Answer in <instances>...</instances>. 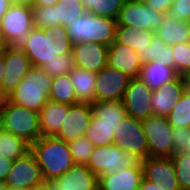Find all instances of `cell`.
Returning <instances> with one entry per match:
<instances>
[{
  "instance_id": "30",
  "label": "cell",
  "mask_w": 190,
  "mask_h": 190,
  "mask_svg": "<svg viewBox=\"0 0 190 190\" xmlns=\"http://www.w3.org/2000/svg\"><path fill=\"white\" fill-rule=\"evenodd\" d=\"M118 124L97 123V117L92 115L90 124L85 132V137L96 146L114 144V130Z\"/></svg>"
},
{
  "instance_id": "28",
  "label": "cell",
  "mask_w": 190,
  "mask_h": 190,
  "mask_svg": "<svg viewBox=\"0 0 190 190\" xmlns=\"http://www.w3.org/2000/svg\"><path fill=\"white\" fill-rule=\"evenodd\" d=\"M91 104L97 123L120 124L127 116L122 101L92 102Z\"/></svg>"
},
{
  "instance_id": "17",
  "label": "cell",
  "mask_w": 190,
  "mask_h": 190,
  "mask_svg": "<svg viewBox=\"0 0 190 190\" xmlns=\"http://www.w3.org/2000/svg\"><path fill=\"white\" fill-rule=\"evenodd\" d=\"M92 115L91 103L79 102L68 105V112L61 124V129L55 137L69 143L71 140L85 136Z\"/></svg>"
},
{
  "instance_id": "5",
  "label": "cell",
  "mask_w": 190,
  "mask_h": 190,
  "mask_svg": "<svg viewBox=\"0 0 190 190\" xmlns=\"http://www.w3.org/2000/svg\"><path fill=\"white\" fill-rule=\"evenodd\" d=\"M117 22L115 19L84 13L72 24L66 26L70 41L97 42L107 46L115 40Z\"/></svg>"
},
{
  "instance_id": "18",
  "label": "cell",
  "mask_w": 190,
  "mask_h": 190,
  "mask_svg": "<svg viewBox=\"0 0 190 190\" xmlns=\"http://www.w3.org/2000/svg\"><path fill=\"white\" fill-rule=\"evenodd\" d=\"M109 46L92 42H80L72 45V57L75 67L98 73L107 66Z\"/></svg>"
},
{
  "instance_id": "27",
  "label": "cell",
  "mask_w": 190,
  "mask_h": 190,
  "mask_svg": "<svg viewBox=\"0 0 190 190\" xmlns=\"http://www.w3.org/2000/svg\"><path fill=\"white\" fill-rule=\"evenodd\" d=\"M69 74L77 101L81 103L95 102L96 73L75 67Z\"/></svg>"
},
{
  "instance_id": "23",
  "label": "cell",
  "mask_w": 190,
  "mask_h": 190,
  "mask_svg": "<svg viewBox=\"0 0 190 190\" xmlns=\"http://www.w3.org/2000/svg\"><path fill=\"white\" fill-rule=\"evenodd\" d=\"M155 34L168 46L190 42V21L180 20L170 13L165 14Z\"/></svg>"
},
{
  "instance_id": "52",
  "label": "cell",
  "mask_w": 190,
  "mask_h": 190,
  "mask_svg": "<svg viewBox=\"0 0 190 190\" xmlns=\"http://www.w3.org/2000/svg\"><path fill=\"white\" fill-rule=\"evenodd\" d=\"M6 190H29V189L22 187H7Z\"/></svg>"
},
{
  "instance_id": "1",
  "label": "cell",
  "mask_w": 190,
  "mask_h": 190,
  "mask_svg": "<svg viewBox=\"0 0 190 190\" xmlns=\"http://www.w3.org/2000/svg\"><path fill=\"white\" fill-rule=\"evenodd\" d=\"M72 45L66 27L62 25L46 29L34 27L22 50L31 66L42 67L52 58L72 54Z\"/></svg>"
},
{
  "instance_id": "11",
  "label": "cell",
  "mask_w": 190,
  "mask_h": 190,
  "mask_svg": "<svg viewBox=\"0 0 190 190\" xmlns=\"http://www.w3.org/2000/svg\"><path fill=\"white\" fill-rule=\"evenodd\" d=\"M33 25L36 28L46 29L62 25L64 27L81 17L86 10L82 4H65L62 1L54 6H32Z\"/></svg>"
},
{
  "instance_id": "10",
  "label": "cell",
  "mask_w": 190,
  "mask_h": 190,
  "mask_svg": "<svg viewBox=\"0 0 190 190\" xmlns=\"http://www.w3.org/2000/svg\"><path fill=\"white\" fill-rule=\"evenodd\" d=\"M165 13L148 7L142 0H125L116 19L117 26H131L156 32Z\"/></svg>"
},
{
  "instance_id": "16",
  "label": "cell",
  "mask_w": 190,
  "mask_h": 190,
  "mask_svg": "<svg viewBox=\"0 0 190 190\" xmlns=\"http://www.w3.org/2000/svg\"><path fill=\"white\" fill-rule=\"evenodd\" d=\"M143 178L164 190H180L173 161L169 157H147L140 161Z\"/></svg>"
},
{
  "instance_id": "19",
  "label": "cell",
  "mask_w": 190,
  "mask_h": 190,
  "mask_svg": "<svg viewBox=\"0 0 190 190\" xmlns=\"http://www.w3.org/2000/svg\"><path fill=\"white\" fill-rule=\"evenodd\" d=\"M51 190H98V176L86 164L75 163L66 173L50 181Z\"/></svg>"
},
{
  "instance_id": "34",
  "label": "cell",
  "mask_w": 190,
  "mask_h": 190,
  "mask_svg": "<svg viewBox=\"0 0 190 190\" xmlns=\"http://www.w3.org/2000/svg\"><path fill=\"white\" fill-rule=\"evenodd\" d=\"M172 127L190 128V93L185 90L167 116Z\"/></svg>"
},
{
  "instance_id": "41",
  "label": "cell",
  "mask_w": 190,
  "mask_h": 190,
  "mask_svg": "<svg viewBox=\"0 0 190 190\" xmlns=\"http://www.w3.org/2000/svg\"><path fill=\"white\" fill-rule=\"evenodd\" d=\"M148 7L165 14L170 13L173 0H142Z\"/></svg>"
},
{
  "instance_id": "9",
  "label": "cell",
  "mask_w": 190,
  "mask_h": 190,
  "mask_svg": "<svg viewBox=\"0 0 190 190\" xmlns=\"http://www.w3.org/2000/svg\"><path fill=\"white\" fill-rule=\"evenodd\" d=\"M149 146V157H169L174 155V145L171 138L172 126L168 118L161 115H151L141 121Z\"/></svg>"
},
{
  "instance_id": "36",
  "label": "cell",
  "mask_w": 190,
  "mask_h": 190,
  "mask_svg": "<svg viewBox=\"0 0 190 190\" xmlns=\"http://www.w3.org/2000/svg\"><path fill=\"white\" fill-rule=\"evenodd\" d=\"M50 77H58L63 74H69L74 68V60L72 54H64L52 58L48 63L41 67Z\"/></svg>"
},
{
  "instance_id": "45",
  "label": "cell",
  "mask_w": 190,
  "mask_h": 190,
  "mask_svg": "<svg viewBox=\"0 0 190 190\" xmlns=\"http://www.w3.org/2000/svg\"><path fill=\"white\" fill-rule=\"evenodd\" d=\"M61 0H35L34 6H54L57 2Z\"/></svg>"
},
{
  "instance_id": "37",
  "label": "cell",
  "mask_w": 190,
  "mask_h": 190,
  "mask_svg": "<svg viewBox=\"0 0 190 190\" xmlns=\"http://www.w3.org/2000/svg\"><path fill=\"white\" fill-rule=\"evenodd\" d=\"M68 145L73 161L75 163L87 164L94 150L93 144L85 136H81L71 140Z\"/></svg>"
},
{
  "instance_id": "31",
  "label": "cell",
  "mask_w": 190,
  "mask_h": 190,
  "mask_svg": "<svg viewBox=\"0 0 190 190\" xmlns=\"http://www.w3.org/2000/svg\"><path fill=\"white\" fill-rule=\"evenodd\" d=\"M31 150V145L18 136L2 131L0 133V155L10 160L25 156Z\"/></svg>"
},
{
  "instance_id": "44",
  "label": "cell",
  "mask_w": 190,
  "mask_h": 190,
  "mask_svg": "<svg viewBox=\"0 0 190 190\" xmlns=\"http://www.w3.org/2000/svg\"><path fill=\"white\" fill-rule=\"evenodd\" d=\"M5 69V49L0 51V88L4 76Z\"/></svg>"
},
{
  "instance_id": "32",
  "label": "cell",
  "mask_w": 190,
  "mask_h": 190,
  "mask_svg": "<svg viewBox=\"0 0 190 190\" xmlns=\"http://www.w3.org/2000/svg\"><path fill=\"white\" fill-rule=\"evenodd\" d=\"M82 6L90 14L117 19L125 0H81Z\"/></svg>"
},
{
  "instance_id": "25",
  "label": "cell",
  "mask_w": 190,
  "mask_h": 190,
  "mask_svg": "<svg viewBox=\"0 0 190 190\" xmlns=\"http://www.w3.org/2000/svg\"><path fill=\"white\" fill-rule=\"evenodd\" d=\"M68 112V104L47 101L39 112L40 131L42 136H55Z\"/></svg>"
},
{
  "instance_id": "24",
  "label": "cell",
  "mask_w": 190,
  "mask_h": 190,
  "mask_svg": "<svg viewBox=\"0 0 190 190\" xmlns=\"http://www.w3.org/2000/svg\"><path fill=\"white\" fill-rule=\"evenodd\" d=\"M155 32L141 30L131 26H116L115 41L135 50L142 60L146 56V48L152 42Z\"/></svg>"
},
{
  "instance_id": "33",
  "label": "cell",
  "mask_w": 190,
  "mask_h": 190,
  "mask_svg": "<svg viewBox=\"0 0 190 190\" xmlns=\"http://www.w3.org/2000/svg\"><path fill=\"white\" fill-rule=\"evenodd\" d=\"M155 60L161 61L164 63V66L174 67L171 46L166 45L156 34L149 44V47L146 48V56L141 60V63L154 62Z\"/></svg>"
},
{
  "instance_id": "3",
  "label": "cell",
  "mask_w": 190,
  "mask_h": 190,
  "mask_svg": "<svg viewBox=\"0 0 190 190\" xmlns=\"http://www.w3.org/2000/svg\"><path fill=\"white\" fill-rule=\"evenodd\" d=\"M52 77L41 67L31 66L21 83L7 97L12 103L37 113L49 100Z\"/></svg>"
},
{
  "instance_id": "50",
  "label": "cell",
  "mask_w": 190,
  "mask_h": 190,
  "mask_svg": "<svg viewBox=\"0 0 190 190\" xmlns=\"http://www.w3.org/2000/svg\"><path fill=\"white\" fill-rule=\"evenodd\" d=\"M63 3L69 5V4H82L81 0H61Z\"/></svg>"
},
{
  "instance_id": "29",
  "label": "cell",
  "mask_w": 190,
  "mask_h": 190,
  "mask_svg": "<svg viewBox=\"0 0 190 190\" xmlns=\"http://www.w3.org/2000/svg\"><path fill=\"white\" fill-rule=\"evenodd\" d=\"M49 101L68 105L79 103L70 79V74H63L52 78Z\"/></svg>"
},
{
  "instance_id": "7",
  "label": "cell",
  "mask_w": 190,
  "mask_h": 190,
  "mask_svg": "<svg viewBox=\"0 0 190 190\" xmlns=\"http://www.w3.org/2000/svg\"><path fill=\"white\" fill-rule=\"evenodd\" d=\"M138 161L117 145L111 144L94 147L86 166L99 177L134 166Z\"/></svg>"
},
{
  "instance_id": "39",
  "label": "cell",
  "mask_w": 190,
  "mask_h": 190,
  "mask_svg": "<svg viewBox=\"0 0 190 190\" xmlns=\"http://www.w3.org/2000/svg\"><path fill=\"white\" fill-rule=\"evenodd\" d=\"M171 138L174 145V154L185 151L186 140L190 138V128L172 127Z\"/></svg>"
},
{
  "instance_id": "4",
  "label": "cell",
  "mask_w": 190,
  "mask_h": 190,
  "mask_svg": "<svg viewBox=\"0 0 190 190\" xmlns=\"http://www.w3.org/2000/svg\"><path fill=\"white\" fill-rule=\"evenodd\" d=\"M2 130L24 139L30 145L41 136L39 113L12 103L7 97L0 108Z\"/></svg>"
},
{
  "instance_id": "47",
  "label": "cell",
  "mask_w": 190,
  "mask_h": 190,
  "mask_svg": "<svg viewBox=\"0 0 190 190\" xmlns=\"http://www.w3.org/2000/svg\"><path fill=\"white\" fill-rule=\"evenodd\" d=\"M29 190H51L50 181H44L43 183L33 186Z\"/></svg>"
},
{
  "instance_id": "21",
  "label": "cell",
  "mask_w": 190,
  "mask_h": 190,
  "mask_svg": "<svg viewBox=\"0 0 190 190\" xmlns=\"http://www.w3.org/2000/svg\"><path fill=\"white\" fill-rule=\"evenodd\" d=\"M143 178L141 162L115 173L98 177V190H139Z\"/></svg>"
},
{
  "instance_id": "38",
  "label": "cell",
  "mask_w": 190,
  "mask_h": 190,
  "mask_svg": "<svg viewBox=\"0 0 190 190\" xmlns=\"http://www.w3.org/2000/svg\"><path fill=\"white\" fill-rule=\"evenodd\" d=\"M174 58V68L179 75L184 76L190 71V42L171 46Z\"/></svg>"
},
{
  "instance_id": "46",
  "label": "cell",
  "mask_w": 190,
  "mask_h": 190,
  "mask_svg": "<svg viewBox=\"0 0 190 190\" xmlns=\"http://www.w3.org/2000/svg\"><path fill=\"white\" fill-rule=\"evenodd\" d=\"M11 3L9 0H0V19L4 16V14L9 9Z\"/></svg>"
},
{
  "instance_id": "2",
  "label": "cell",
  "mask_w": 190,
  "mask_h": 190,
  "mask_svg": "<svg viewBox=\"0 0 190 190\" xmlns=\"http://www.w3.org/2000/svg\"><path fill=\"white\" fill-rule=\"evenodd\" d=\"M39 166L45 181H53L66 173L74 164L68 142L55 136H41L31 145L30 150Z\"/></svg>"
},
{
  "instance_id": "40",
  "label": "cell",
  "mask_w": 190,
  "mask_h": 190,
  "mask_svg": "<svg viewBox=\"0 0 190 190\" xmlns=\"http://www.w3.org/2000/svg\"><path fill=\"white\" fill-rule=\"evenodd\" d=\"M170 14L180 20L190 21V0H173Z\"/></svg>"
},
{
  "instance_id": "15",
  "label": "cell",
  "mask_w": 190,
  "mask_h": 190,
  "mask_svg": "<svg viewBox=\"0 0 190 190\" xmlns=\"http://www.w3.org/2000/svg\"><path fill=\"white\" fill-rule=\"evenodd\" d=\"M31 68L29 58L22 49L5 48V71L0 88V95L8 97L21 83Z\"/></svg>"
},
{
  "instance_id": "22",
  "label": "cell",
  "mask_w": 190,
  "mask_h": 190,
  "mask_svg": "<svg viewBox=\"0 0 190 190\" xmlns=\"http://www.w3.org/2000/svg\"><path fill=\"white\" fill-rule=\"evenodd\" d=\"M107 65L124 72L130 78L138 77L142 67L137 52L115 40L108 48Z\"/></svg>"
},
{
  "instance_id": "55",
  "label": "cell",
  "mask_w": 190,
  "mask_h": 190,
  "mask_svg": "<svg viewBox=\"0 0 190 190\" xmlns=\"http://www.w3.org/2000/svg\"><path fill=\"white\" fill-rule=\"evenodd\" d=\"M3 99L4 98L0 95V108H1V104H2Z\"/></svg>"
},
{
  "instance_id": "13",
  "label": "cell",
  "mask_w": 190,
  "mask_h": 190,
  "mask_svg": "<svg viewBox=\"0 0 190 190\" xmlns=\"http://www.w3.org/2000/svg\"><path fill=\"white\" fill-rule=\"evenodd\" d=\"M44 181L41 167L37 163L34 154L30 151L25 156L13 160L10 172L4 183L7 187L31 189Z\"/></svg>"
},
{
  "instance_id": "42",
  "label": "cell",
  "mask_w": 190,
  "mask_h": 190,
  "mask_svg": "<svg viewBox=\"0 0 190 190\" xmlns=\"http://www.w3.org/2000/svg\"><path fill=\"white\" fill-rule=\"evenodd\" d=\"M13 160L0 155V181L4 182L10 172Z\"/></svg>"
},
{
  "instance_id": "54",
  "label": "cell",
  "mask_w": 190,
  "mask_h": 190,
  "mask_svg": "<svg viewBox=\"0 0 190 190\" xmlns=\"http://www.w3.org/2000/svg\"><path fill=\"white\" fill-rule=\"evenodd\" d=\"M7 186L4 182L0 181V190H6Z\"/></svg>"
},
{
  "instance_id": "43",
  "label": "cell",
  "mask_w": 190,
  "mask_h": 190,
  "mask_svg": "<svg viewBox=\"0 0 190 190\" xmlns=\"http://www.w3.org/2000/svg\"><path fill=\"white\" fill-rule=\"evenodd\" d=\"M139 190H164V189H161L157 187L154 183L149 182L148 180L142 178Z\"/></svg>"
},
{
  "instance_id": "48",
  "label": "cell",
  "mask_w": 190,
  "mask_h": 190,
  "mask_svg": "<svg viewBox=\"0 0 190 190\" xmlns=\"http://www.w3.org/2000/svg\"><path fill=\"white\" fill-rule=\"evenodd\" d=\"M11 4L34 6L35 0H9Z\"/></svg>"
},
{
  "instance_id": "53",
  "label": "cell",
  "mask_w": 190,
  "mask_h": 190,
  "mask_svg": "<svg viewBox=\"0 0 190 190\" xmlns=\"http://www.w3.org/2000/svg\"><path fill=\"white\" fill-rule=\"evenodd\" d=\"M186 148L185 151L190 153V138H188V140H186Z\"/></svg>"
},
{
  "instance_id": "8",
  "label": "cell",
  "mask_w": 190,
  "mask_h": 190,
  "mask_svg": "<svg viewBox=\"0 0 190 190\" xmlns=\"http://www.w3.org/2000/svg\"><path fill=\"white\" fill-rule=\"evenodd\" d=\"M114 144L137 160L149 157V146L140 120L126 116L114 130Z\"/></svg>"
},
{
  "instance_id": "20",
  "label": "cell",
  "mask_w": 190,
  "mask_h": 190,
  "mask_svg": "<svg viewBox=\"0 0 190 190\" xmlns=\"http://www.w3.org/2000/svg\"><path fill=\"white\" fill-rule=\"evenodd\" d=\"M186 90L185 80L179 75L175 80L162 85L151 94L153 115L168 116L178 99Z\"/></svg>"
},
{
  "instance_id": "49",
  "label": "cell",
  "mask_w": 190,
  "mask_h": 190,
  "mask_svg": "<svg viewBox=\"0 0 190 190\" xmlns=\"http://www.w3.org/2000/svg\"><path fill=\"white\" fill-rule=\"evenodd\" d=\"M186 90L190 93V71L187 72L184 76Z\"/></svg>"
},
{
  "instance_id": "56",
  "label": "cell",
  "mask_w": 190,
  "mask_h": 190,
  "mask_svg": "<svg viewBox=\"0 0 190 190\" xmlns=\"http://www.w3.org/2000/svg\"><path fill=\"white\" fill-rule=\"evenodd\" d=\"M3 130H2V126H1V124H0V133L2 132Z\"/></svg>"
},
{
  "instance_id": "14",
  "label": "cell",
  "mask_w": 190,
  "mask_h": 190,
  "mask_svg": "<svg viewBox=\"0 0 190 190\" xmlns=\"http://www.w3.org/2000/svg\"><path fill=\"white\" fill-rule=\"evenodd\" d=\"M96 77L95 102L122 100L130 77L108 65L96 73Z\"/></svg>"
},
{
  "instance_id": "26",
  "label": "cell",
  "mask_w": 190,
  "mask_h": 190,
  "mask_svg": "<svg viewBox=\"0 0 190 190\" xmlns=\"http://www.w3.org/2000/svg\"><path fill=\"white\" fill-rule=\"evenodd\" d=\"M179 74L174 67L164 66L159 60L142 64L138 78L151 90H156L167 82L175 80Z\"/></svg>"
},
{
  "instance_id": "12",
  "label": "cell",
  "mask_w": 190,
  "mask_h": 190,
  "mask_svg": "<svg viewBox=\"0 0 190 190\" xmlns=\"http://www.w3.org/2000/svg\"><path fill=\"white\" fill-rule=\"evenodd\" d=\"M151 88L138 77L130 78L122 98L127 116L145 120L153 115L151 107Z\"/></svg>"
},
{
  "instance_id": "35",
  "label": "cell",
  "mask_w": 190,
  "mask_h": 190,
  "mask_svg": "<svg viewBox=\"0 0 190 190\" xmlns=\"http://www.w3.org/2000/svg\"><path fill=\"white\" fill-rule=\"evenodd\" d=\"M180 190H190V153L183 151L171 157Z\"/></svg>"
},
{
  "instance_id": "51",
  "label": "cell",
  "mask_w": 190,
  "mask_h": 190,
  "mask_svg": "<svg viewBox=\"0 0 190 190\" xmlns=\"http://www.w3.org/2000/svg\"><path fill=\"white\" fill-rule=\"evenodd\" d=\"M6 46L7 45L5 44L3 37H2V34L0 32V51H3L6 48Z\"/></svg>"
},
{
  "instance_id": "6",
  "label": "cell",
  "mask_w": 190,
  "mask_h": 190,
  "mask_svg": "<svg viewBox=\"0 0 190 190\" xmlns=\"http://www.w3.org/2000/svg\"><path fill=\"white\" fill-rule=\"evenodd\" d=\"M34 28L32 8L27 5L11 4L0 19V32L5 44L22 49Z\"/></svg>"
}]
</instances>
